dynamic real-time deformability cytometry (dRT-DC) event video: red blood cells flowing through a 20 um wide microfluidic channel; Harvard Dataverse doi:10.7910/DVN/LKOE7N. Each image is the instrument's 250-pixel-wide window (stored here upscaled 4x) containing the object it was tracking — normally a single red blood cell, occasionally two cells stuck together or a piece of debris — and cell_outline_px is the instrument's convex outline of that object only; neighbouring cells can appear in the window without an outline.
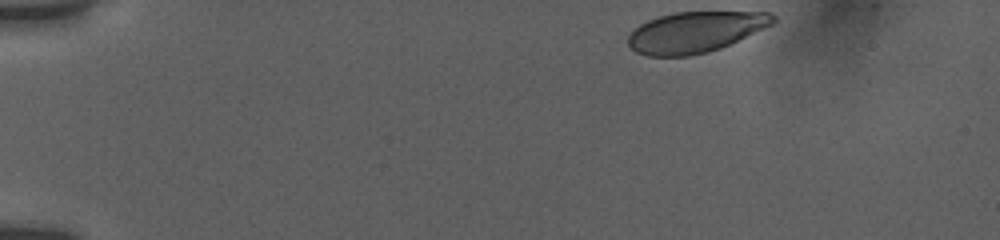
{"species": "human", "species_latin": "Homo sapiens", "temperature_condition": "room temperature", "stored_images_in_passage": 29, "camera_frame_rate_fps": 3000, "um_per_image_px": 0.085, "donor": {"sex": "female"}, "frame": {"image": 1, "passage_image": 1, "time_ms": 0.0, "image_size_px": [1000, 240], "cell_outline_px": [[776, 20], [772, 24], [764, 28], [720, 48], [708, 52], [688, 56], [648, 56], [636, 52], [628, 44], [628, 36], [640, 24], [648, 20], [660, 16], [676, 12], [772, 12], [776, 16]], "centroid_in_image_um": [59.1, 2.72], "position_along_channel_um": 25.9, "area_um2": 34.22}}
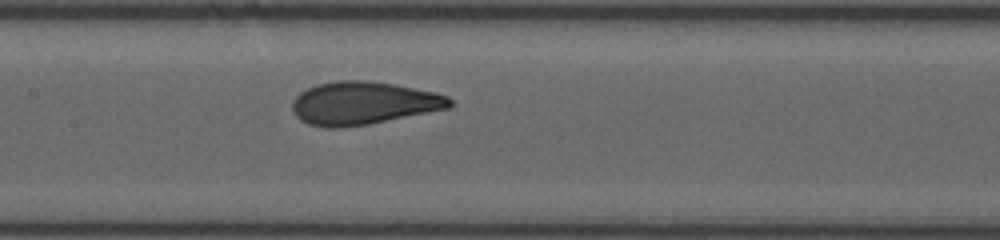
{"frame": {"image": 2, "passage_image": 17, "time_ms": 6.667, "image_size_px": [1000, 240], "cell_outline_px": [[452, 108], [368, 124], [340, 128], [328, 128], [308, 124], [300, 120], [292, 112], [292, 100], [300, 92], [316, 84], [340, 80], [368, 80], [392, 84], [436, 92], [448, 96], [452, 100]], "centroid_in_image_um": [30.88, 8.77], "position_along_channel_um": 176.5, "area_um2": 39.65}}
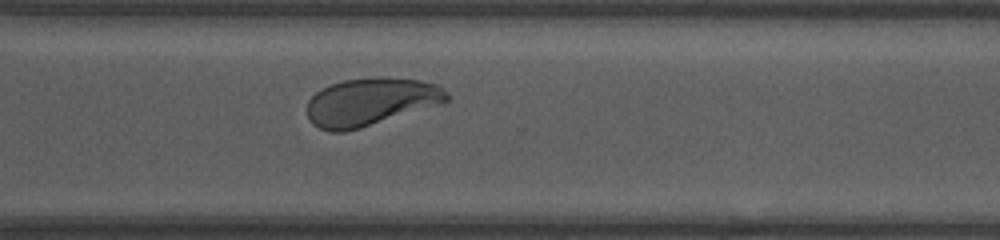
{"frame": {"image": 3, "passage_image": 29, "time_ms": 11.0, "image_size_px": [1000, 240], "cell_outline_px": [[448, 100], [444, 104], [360, 128], [344, 132], [332, 132], [320, 128], [312, 124], [308, 120], [308, 100], [316, 92], [332, 84], [344, 80], [376, 76], [420, 80], [436, 84], [448, 96]], "centroid_in_image_um": [31.51, 8.66], "position_along_channel_um": 339.1, "area_um2": 38.96}}